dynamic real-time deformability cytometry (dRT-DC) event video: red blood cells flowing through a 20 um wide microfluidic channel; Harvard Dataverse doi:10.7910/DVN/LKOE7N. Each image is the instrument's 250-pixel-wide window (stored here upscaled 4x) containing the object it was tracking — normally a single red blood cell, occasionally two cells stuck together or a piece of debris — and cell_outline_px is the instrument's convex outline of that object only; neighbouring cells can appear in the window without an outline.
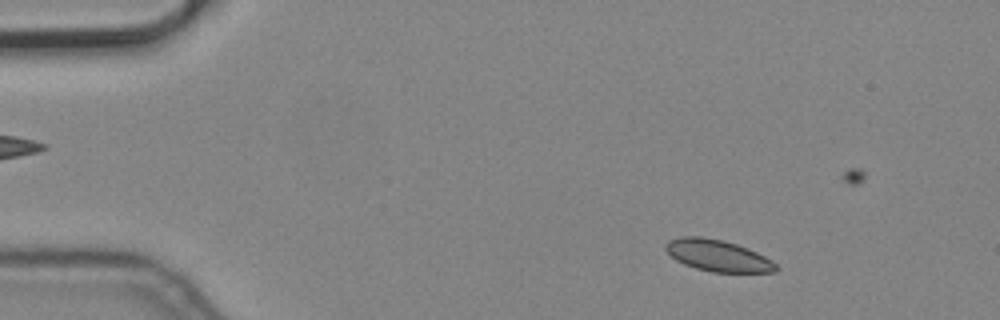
{"species": "common noctule bat (a hibernating species)", "species_latin": "Nyctalus noctula", "temperature_condition": "cold", "stored_images_in_passage": 4, "camera_frame_rate_fps": 3000, "um_per_image_px": 0.085, "animal": {"sex": "male", "body_mass_g": 19.2, "forearm_length_mm": 51.8}, "frame": {"image": 1, "passage_image": 1, "time_ms": 0.0, "image_size_px": [1000, 320], "cell_outline_px": [[780, 268], [776, 272], [712, 272], [696, 268], [684, 264], [676, 260], [664, 248], [664, 244], [668, 240], [680, 236], [700, 236], [720, 240], [736, 244], [756, 252], [772, 260]], "centroid_in_image_um": [61.0, 21.72], "position_along_channel_um": 24.0, "area_um2": 20.23}}